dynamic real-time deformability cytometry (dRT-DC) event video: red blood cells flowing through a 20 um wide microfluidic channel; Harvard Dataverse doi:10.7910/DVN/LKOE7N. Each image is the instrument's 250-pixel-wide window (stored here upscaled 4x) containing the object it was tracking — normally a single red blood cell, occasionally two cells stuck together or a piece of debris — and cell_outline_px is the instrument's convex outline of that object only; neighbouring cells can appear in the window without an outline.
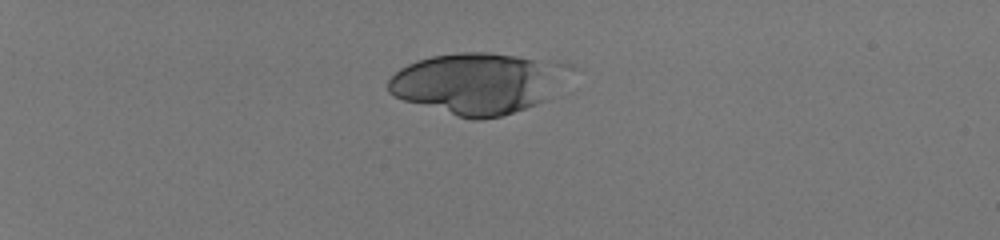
{"species": "human", "species_latin": "Homo sapiens", "temperature_condition": "room temperature", "stored_images_in_passage": 57, "camera_frame_rate_fps": 3000, "um_per_image_px": 0.085, "donor": {"sex": "male"}, "frame": {"image": 1, "passage_image": 19, "time_ms": 6.0, "image_size_px": [1000, 240], "cell_outline_px": [[544, 100], [536, 104], [500, 116], [480, 120], [472, 120], [456, 116], [404, 100], [388, 92], [388, 80], [400, 68], [416, 60], [432, 56], [456, 52], [492, 52], [516, 56], [532, 60], [540, 72]], "centroid_in_image_um": [39.94, 7.14], "position_along_channel_um": 45.1, "area_um2": 58.03}}